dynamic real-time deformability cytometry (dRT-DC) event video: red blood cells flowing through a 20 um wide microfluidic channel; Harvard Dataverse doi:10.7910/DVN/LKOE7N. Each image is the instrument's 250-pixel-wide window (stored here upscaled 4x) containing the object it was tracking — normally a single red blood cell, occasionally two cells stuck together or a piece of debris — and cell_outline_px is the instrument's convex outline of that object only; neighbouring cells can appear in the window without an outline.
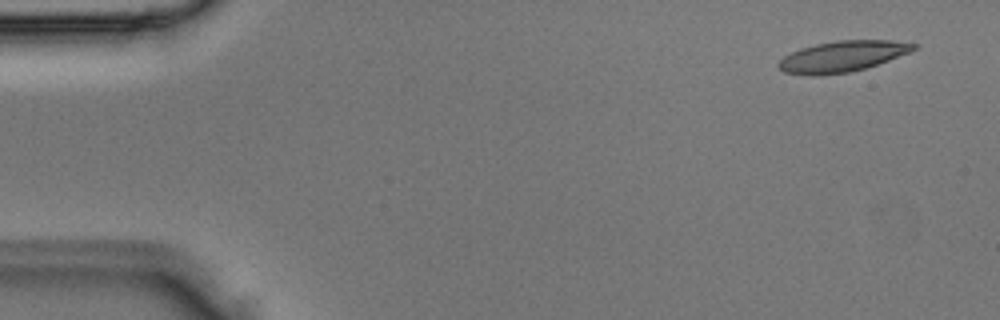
{"species": "Egyptian fruit bat (a non-hibernating species)", "species_latin": "Rousettus aegyptiacus", "temperature_condition": "room temperature", "stored_images_in_passage": 4, "camera_frame_rate_fps": 3000, "um_per_image_px": 0.085, "animal": {"sex": "male"}, "frame": {"image": 1, "passage_image": 1, "time_ms": 0.0, "image_size_px": [1000, 320], "cell_outline_px": [[916, 48], [912, 52], [864, 68], [848, 72], [820, 76], [808, 76], [784, 72], [776, 64], [784, 56], [800, 48], [816, 44], [836, 40], [892, 40], [916, 44]], "centroid_in_image_um": [71.57, 4.8], "position_along_channel_um": 13.4, "area_um2": 24.33}}